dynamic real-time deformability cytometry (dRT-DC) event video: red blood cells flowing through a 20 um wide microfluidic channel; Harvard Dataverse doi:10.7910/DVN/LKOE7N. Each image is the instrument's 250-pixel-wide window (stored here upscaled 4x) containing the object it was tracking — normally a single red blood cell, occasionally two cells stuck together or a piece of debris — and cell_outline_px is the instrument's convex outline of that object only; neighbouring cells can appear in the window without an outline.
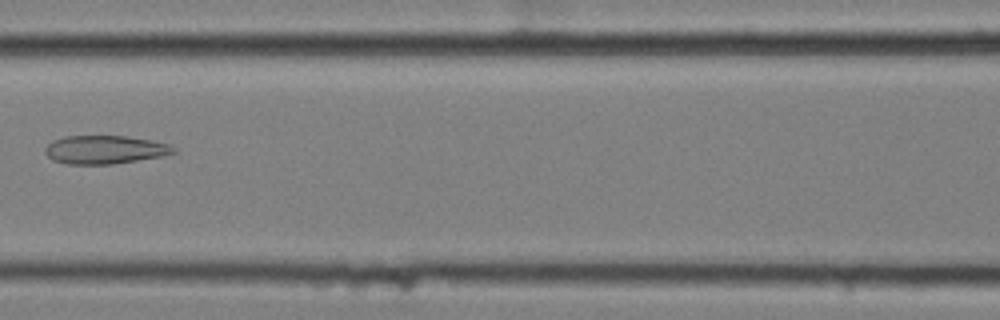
{"species": "common noctule bat (a hibernating species)", "species_latin": "Nyctalus noctula", "temperature_condition": "cold", "stored_images_in_passage": 8, "camera_frame_rate_fps": 3000, "um_per_image_px": 0.085, "animal": {"sex": "female", "body_mass_g": 25.1}, "frame": {"image": 1, "passage_image": 7, "time_ms": 2.0, "image_size_px": [1000, 320], "cell_outline_px": [[176, 152], [164, 156], [112, 164], [68, 164], [52, 160], [44, 152], [44, 148], [52, 140], [64, 136], [124, 136], [172, 144], [176, 148]], "centroid_in_image_um": [8.91, 12.72], "position_along_channel_um": 157.7, "area_um2": 21.33}}
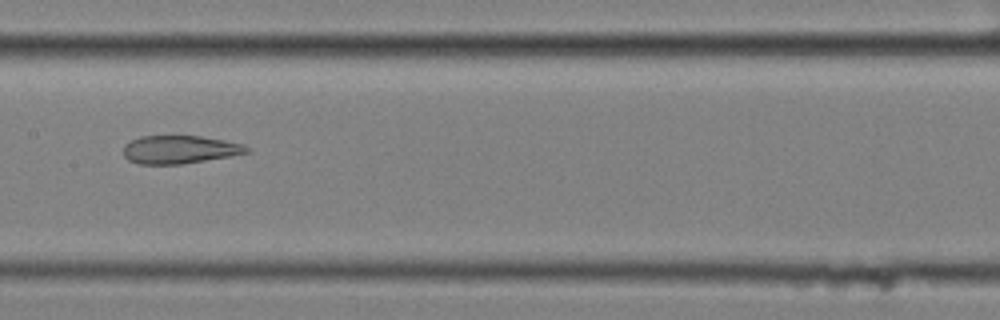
{"frame": {"image": 2, "passage_image": 8, "time_ms": 2.333, "image_size_px": [1000, 320], "cell_outline_px": [[248, 152], [228, 156], [180, 164], [140, 164], [128, 160], [124, 156], [124, 144], [140, 136], [200, 136], [224, 140], [244, 144], [248, 148]], "centroid_in_image_um": [15.23, 12.7], "position_along_channel_um": 192.2, "area_um2": 19.94}}